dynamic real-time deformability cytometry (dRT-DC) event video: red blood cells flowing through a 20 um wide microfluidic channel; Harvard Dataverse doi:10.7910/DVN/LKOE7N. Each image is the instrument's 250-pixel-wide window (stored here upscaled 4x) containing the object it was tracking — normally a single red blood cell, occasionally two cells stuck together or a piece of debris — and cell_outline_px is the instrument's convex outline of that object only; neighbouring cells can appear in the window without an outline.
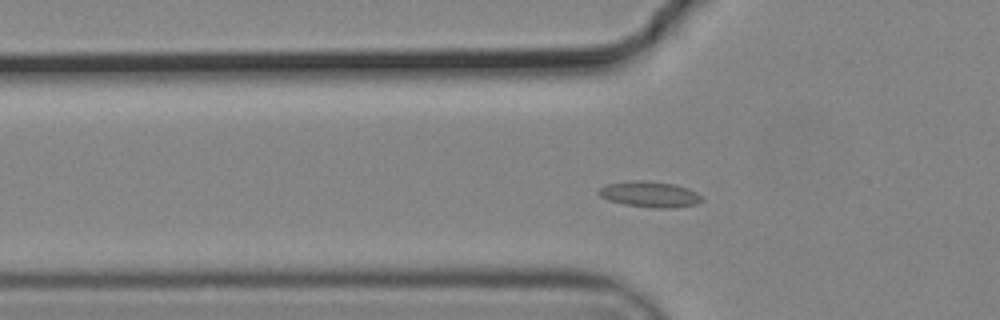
{"species": "common noctule bat (a hibernating species)", "species_latin": "Nyctalus noctula", "temperature_condition": "cold", "stored_images_in_passage": 44, "camera_frame_rate_fps": 3000, "um_per_image_px": 0.085, "animal": {"sex": "male", "body_mass_g": 19.2, "forearm_length_mm": 51.8}, "frame": {"image": 1, "passage_image": 6, "time_ms": 1.667, "image_size_px": [1000, 320], "cell_outline_px": [[704, 200], [696, 204], [672, 208], [656, 208], [624, 204], [608, 200], [600, 196], [596, 192], [600, 188], [608, 184], [632, 180], [648, 180], [676, 184], [688, 188], [696, 192]], "centroid_in_image_um": [55.23, 16.5], "position_along_channel_um": 70.6, "area_um2": 15.61}}
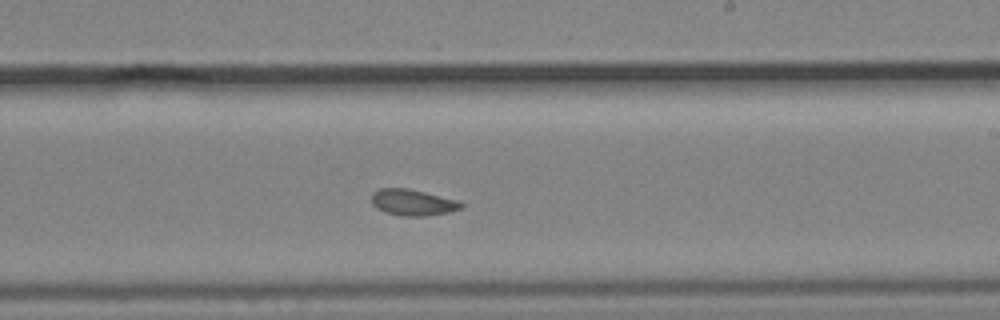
{"frame": {"image": 2, "passage_image": 21, "time_ms": 6.667, "image_size_px": [1000, 320], "cell_outline_px": [[464, 204], [460, 208], [448, 212], [424, 216], [404, 216], [384, 212], [376, 208], [372, 204], [372, 192], [380, 188], [408, 188], [460, 200]], "centroid_in_image_um": [35.07, 17.2], "position_along_channel_um": 253.9, "area_um2": 13.76}}
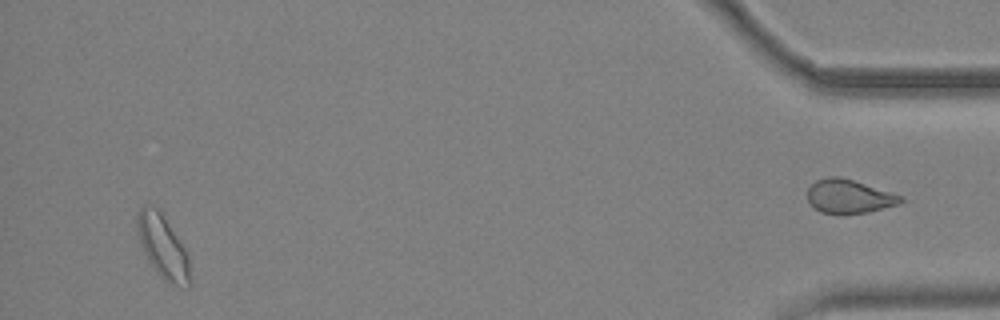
{"frame": {"image": 3, "passage_image": 41, "time_ms": 13.333, "image_size_px": [1000, 320], "cell_outline_px": [[192, 284], [188, 288], [164, 280], [156, 272], [148, 260], [144, 252], [140, 240], [136, 224], [136, 212], [144, 204], [152, 204], [160, 208], [184, 248], [188, 256], [192, 280]], "centroid_in_image_um": [13.85, 20.93], "position_along_channel_um": 421.4, "area_um2": 19.77}, "authors_computed_cell_mechanics": {"area_um2": 14.0454, "velocity_mm_per_s": 3.6767, "shape_relaxation_time_tau1_ms": 5.0246, "shape_relaxation_time_tau2_ms": 3.1993, "deformation_change_tau1": 0.122, "deformation_change_tau2": 0.0817}}